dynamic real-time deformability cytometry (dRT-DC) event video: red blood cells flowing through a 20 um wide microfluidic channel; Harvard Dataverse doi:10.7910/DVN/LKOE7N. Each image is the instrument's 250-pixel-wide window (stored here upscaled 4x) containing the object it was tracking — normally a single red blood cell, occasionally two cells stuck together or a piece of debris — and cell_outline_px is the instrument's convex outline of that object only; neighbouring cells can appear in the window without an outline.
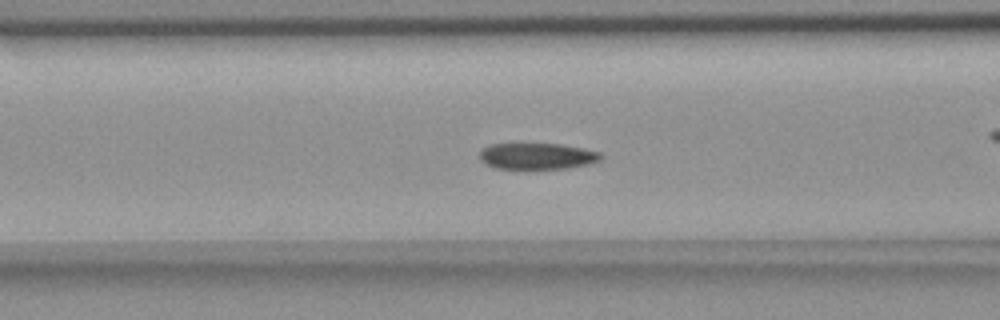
{"species": "common noctule bat (a hibernating species)", "species_latin": "Nyctalus noctula", "temperature_condition": "room temperature", "stored_images_in_passage": 50, "camera_frame_rate_fps": 3000, "um_per_image_px": 0.085, "animal": {"sex": "female", "body_mass_g": 18.4}, "frame": {"image": 1, "passage_image": 15, "time_ms": 4.667, "image_size_px": [1000, 320], "cell_outline_px": [[604, 156], [600, 160], [588, 164], [568, 168], [524, 172], [496, 168], [484, 164], [480, 160], [480, 148], [488, 144], [560, 144], [584, 148], [600, 152]], "centroid_in_image_um": [45.61, 13.32], "position_along_channel_um": 121.0, "area_um2": 19.65}}
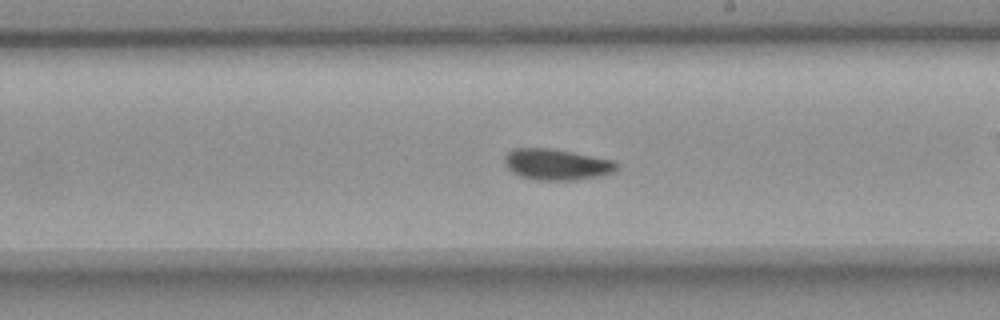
{"frame": {"image": 2, "passage_image": 25, "time_ms": 8.0, "image_size_px": [1000, 320], "cell_outline_px": [[620, 164], [616, 172], [604, 176], [576, 180], [536, 180], [520, 176], [512, 172], [504, 164], [504, 156], [512, 148], [552, 148], [616, 160]], "centroid_in_image_um": [47.38, 13.98], "position_along_channel_um": 241.6, "area_um2": 20.87}}
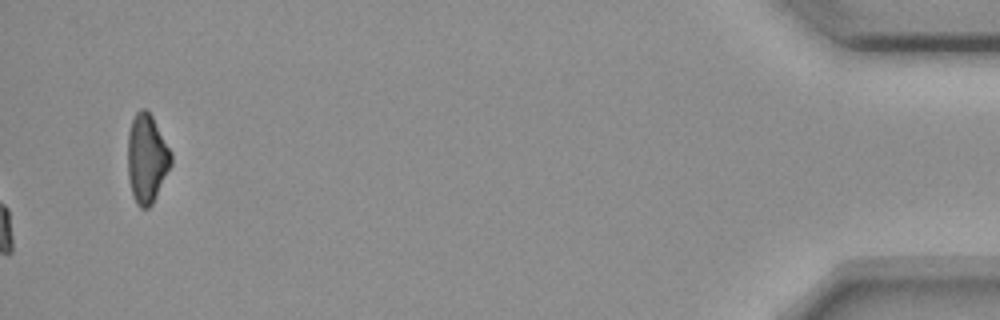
{"frame": {"image": 3, "passage_image": 50, "time_ms": 16.333, "image_size_px": [1000, 320], "cell_outline_px": [[172, 164], [152, 204], [148, 208], [140, 208], [136, 204], [132, 196], [128, 180], [128, 132], [132, 120], [136, 112], [140, 108], [144, 108], [152, 116], [172, 152]], "centroid_in_image_um": [12.47, 13.49], "position_along_channel_um": 422.7, "area_um2": 22.6}, "authors_computed_cell_mechanics": {"area_um2": 19.8543, "velocity_mm_per_s": 3.6311, "shape_relaxation_time_tau1_ms": null, "shape_relaxation_time_tau2_ms": 4.1001, "deformation_change_tau1": null, "deformation_change_tau2": 0.0639}}